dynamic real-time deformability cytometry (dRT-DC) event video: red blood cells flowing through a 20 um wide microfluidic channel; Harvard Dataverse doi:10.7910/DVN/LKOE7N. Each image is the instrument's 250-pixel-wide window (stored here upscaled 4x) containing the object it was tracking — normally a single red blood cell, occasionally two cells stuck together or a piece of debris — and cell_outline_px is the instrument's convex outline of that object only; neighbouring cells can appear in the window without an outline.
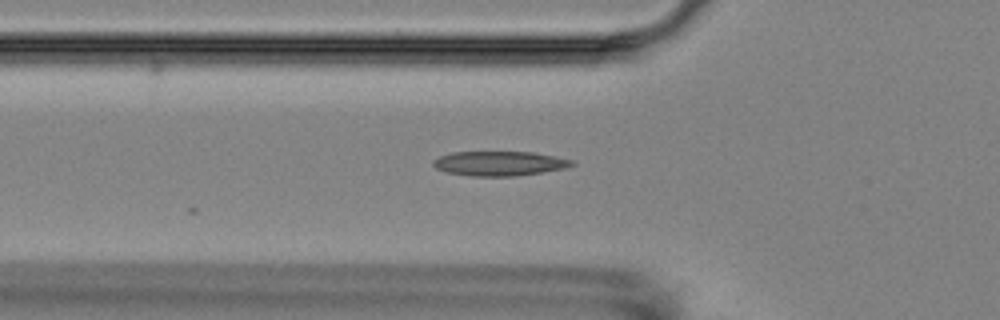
{"species": "Egyptian fruit bat (a non-hibernating species)", "species_latin": "Rousettus aegyptiacus", "temperature_condition": "room temperature", "stored_images_in_passage": 3, "camera_frame_rate_fps": 3000, "um_per_image_px": 0.085, "animal": {"sex": "female"}, "frame": {"image": 1, "passage_image": 3, "time_ms": 2.333, "image_size_px": [1000, 320], "cell_outline_px": [[576, 164], [564, 168], [516, 176], [472, 176], [448, 172], [436, 168], [432, 164], [432, 160], [440, 156], [452, 152], [536, 152], [572, 160]], "centroid_in_image_um": [42.44, 13.89], "position_along_channel_um": 83.4, "area_um2": 19.71}}